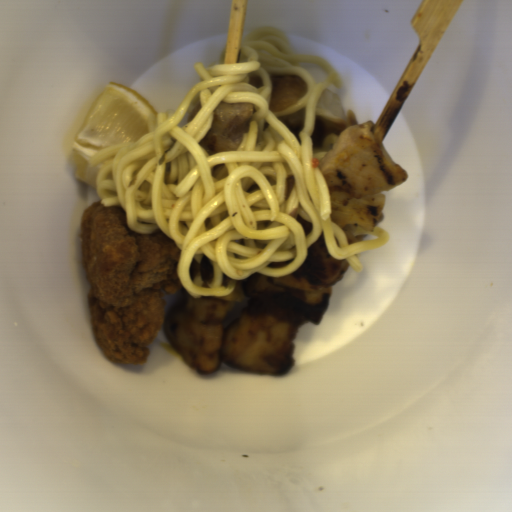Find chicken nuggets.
<instances>
[{"instance_id":"4","label":"chicken nuggets","mask_w":512,"mask_h":512,"mask_svg":"<svg viewBox=\"0 0 512 512\" xmlns=\"http://www.w3.org/2000/svg\"><path fill=\"white\" fill-rule=\"evenodd\" d=\"M355 225H344L342 227H339L345 234L348 244L349 243H357L360 241H364L366 234H354L352 227Z\"/></svg>"},{"instance_id":"1","label":"chicken nuggets","mask_w":512,"mask_h":512,"mask_svg":"<svg viewBox=\"0 0 512 512\" xmlns=\"http://www.w3.org/2000/svg\"><path fill=\"white\" fill-rule=\"evenodd\" d=\"M235 301L193 297L185 289L164 315L163 329L186 366L199 375L223 363L234 370L284 375L293 369L294 341L308 320H286L251 301L224 327Z\"/></svg>"},{"instance_id":"3","label":"chicken nuggets","mask_w":512,"mask_h":512,"mask_svg":"<svg viewBox=\"0 0 512 512\" xmlns=\"http://www.w3.org/2000/svg\"><path fill=\"white\" fill-rule=\"evenodd\" d=\"M347 260H337L328 251L322 232L321 236L307 248L304 263L290 276L313 285L332 286L341 280L349 267Z\"/></svg>"},{"instance_id":"2","label":"chicken nuggets","mask_w":512,"mask_h":512,"mask_svg":"<svg viewBox=\"0 0 512 512\" xmlns=\"http://www.w3.org/2000/svg\"><path fill=\"white\" fill-rule=\"evenodd\" d=\"M373 129L372 120L353 124L337 134L336 142L330 144L323 158H313L311 168L322 173L330 200L337 204L383 194L403 184L409 176L378 143Z\"/></svg>"}]
</instances>
